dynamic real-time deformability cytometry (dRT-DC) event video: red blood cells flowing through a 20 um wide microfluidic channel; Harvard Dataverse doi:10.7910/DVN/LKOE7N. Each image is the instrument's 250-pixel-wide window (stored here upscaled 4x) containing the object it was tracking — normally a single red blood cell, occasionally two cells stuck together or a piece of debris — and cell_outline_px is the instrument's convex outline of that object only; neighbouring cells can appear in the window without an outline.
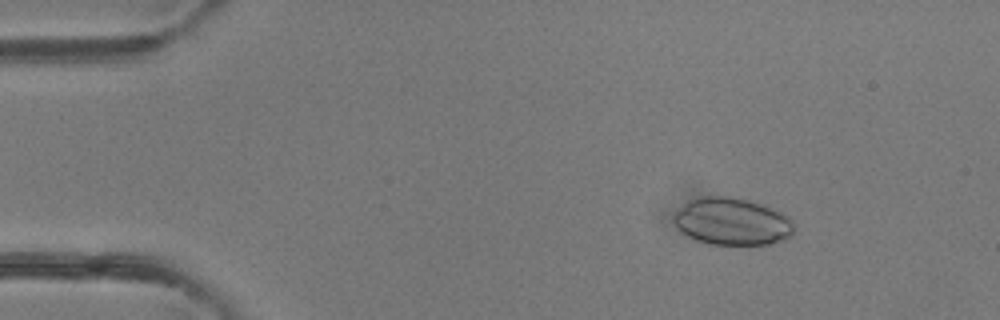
{"species": "common noctule bat (a hibernating species)", "species_latin": "Nyctalus noctula", "temperature_condition": "room temperature", "stored_images_in_passage": 48, "camera_frame_rate_fps": 3000, "um_per_image_px": 0.085, "animal": {"sex": "female"}, "frame": {"image": 1, "passage_image": 7, "time_ms": 2.0, "image_size_px": [1000, 320], "cell_outline_px": [[796, 228], [792, 236], [784, 240], [768, 244], [708, 244], [696, 240], [680, 232], [676, 228], [672, 220], [672, 216], [688, 200], [700, 196], [732, 196], [764, 204], [788, 216], [792, 220]], "centroid_in_image_um": [62.22, 18.82], "position_along_channel_um": 22.8, "area_um2": 33.64}}
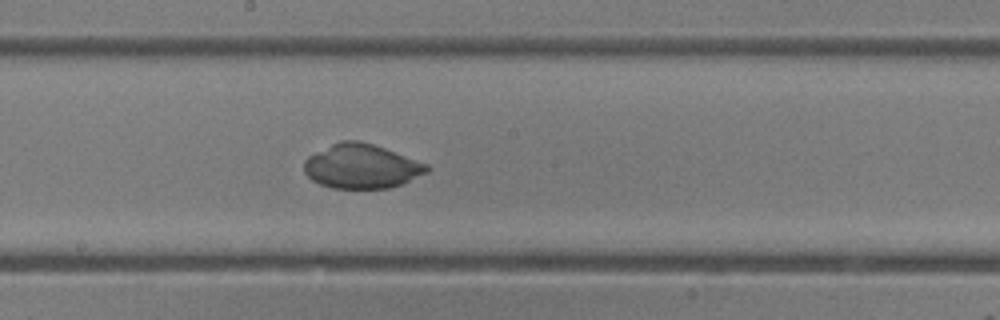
{"frame": {"image": 2, "passage_image": 26, "time_ms": 8.333, "image_size_px": [1000, 320], "cell_outline_px": [[432, 168], [428, 172], [404, 184], [388, 188], [332, 188], [320, 184], [312, 180], [304, 172], [304, 160], [308, 156], [340, 140], [360, 140], [384, 148], [428, 164]], "centroid_in_image_um": [30.75, 14.14], "position_along_channel_um": 217.5, "area_um2": 31.79}}
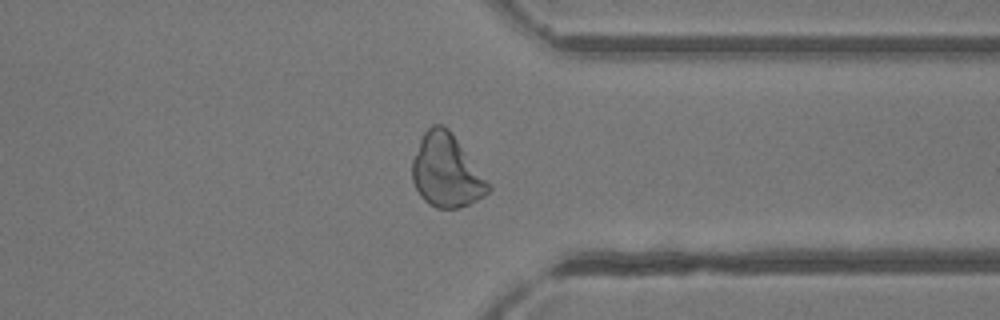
{"frame": {"image": 3, "passage_image": 37, "time_ms": 12.0, "image_size_px": [1000, 320], "cell_outline_px": [[492, 188], [484, 196], [460, 208], [436, 208], [428, 204], [420, 196], [412, 180], [412, 160], [420, 140], [424, 132], [432, 124], [440, 124], [448, 128], [452, 132]], "centroid_in_image_um": [37.92, 14.53], "position_along_channel_um": 373.5, "area_um2": 32.08}}